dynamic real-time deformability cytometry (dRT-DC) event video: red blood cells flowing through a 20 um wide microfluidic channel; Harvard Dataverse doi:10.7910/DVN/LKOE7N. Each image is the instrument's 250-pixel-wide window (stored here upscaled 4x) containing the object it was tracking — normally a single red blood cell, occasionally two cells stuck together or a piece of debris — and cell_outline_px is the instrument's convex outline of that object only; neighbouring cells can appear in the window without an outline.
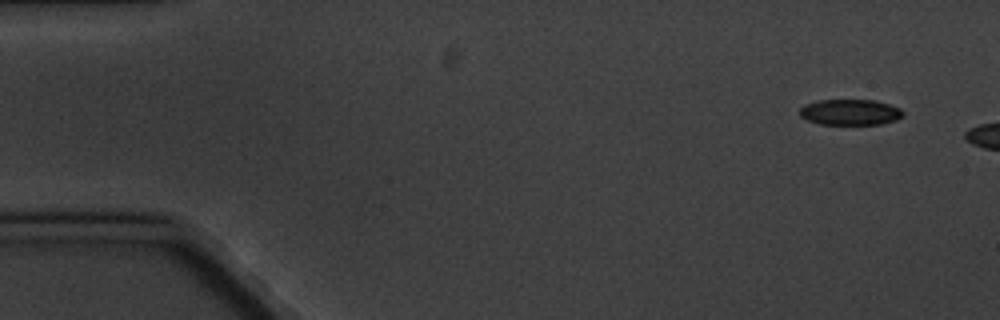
{"species": "common noctule bat (a hibernating species)", "species_latin": "Nyctalus noctula", "temperature_condition": "cold", "stored_images_in_passage": 5, "camera_frame_rate_fps": 3000, "um_per_image_px": 0.085, "animal": {"sex": "male", "body_mass_g": 20.1, "forearm_length_mm": 53.5}, "frame": {"image": 1, "passage_image": 1, "time_ms": 0.0, "image_size_px": [1000, 320], "cell_outline_px": [[904, 116], [896, 120], [880, 124], [820, 124], [808, 120], [800, 116], [800, 108], [804, 104], [820, 100], [876, 100], [900, 108], [904, 112]], "centroid_in_image_um": [72.28, 9.53], "position_along_channel_um": 12.7, "area_um2": 15.55}}